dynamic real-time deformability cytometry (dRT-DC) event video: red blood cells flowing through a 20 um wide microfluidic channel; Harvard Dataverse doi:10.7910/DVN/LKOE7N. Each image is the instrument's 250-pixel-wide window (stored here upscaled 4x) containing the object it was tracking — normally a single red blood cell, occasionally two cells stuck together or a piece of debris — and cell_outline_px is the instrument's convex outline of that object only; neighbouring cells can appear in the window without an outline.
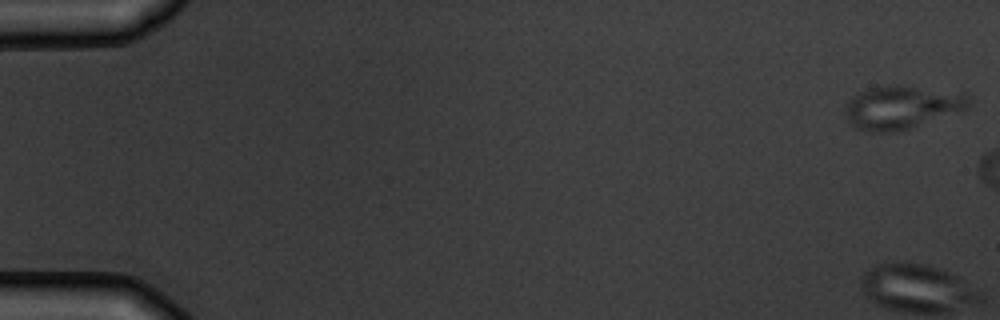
{"species": "common noctule bat (a hibernating species)", "species_latin": "Nyctalus noctula", "temperature_condition": "warm", "stored_images_in_passage": 10, "camera_frame_rate_fps": 3000, "um_per_image_px": 0.085, "animal": {"sex": "male", "body_mass_g": 19.5, "forearm_length_mm": 54.6}, "frame": {"image": 1, "passage_image": 1, "time_ms": 0.0, "image_size_px": [1000, 320], "cell_outline_px": [[972, 104], [964, 112], [896, 132], [872, 132], [856, 128], [848, 120], [844, 108], [844, 104], [852, 96], [860, 92], [880, 84], [904, 84], [964, 92], [972, 96]], "centroid_in_image_um": [76.75, 9.08], "position_along_channel_um": 8.3, "area_um2": 32.48}}